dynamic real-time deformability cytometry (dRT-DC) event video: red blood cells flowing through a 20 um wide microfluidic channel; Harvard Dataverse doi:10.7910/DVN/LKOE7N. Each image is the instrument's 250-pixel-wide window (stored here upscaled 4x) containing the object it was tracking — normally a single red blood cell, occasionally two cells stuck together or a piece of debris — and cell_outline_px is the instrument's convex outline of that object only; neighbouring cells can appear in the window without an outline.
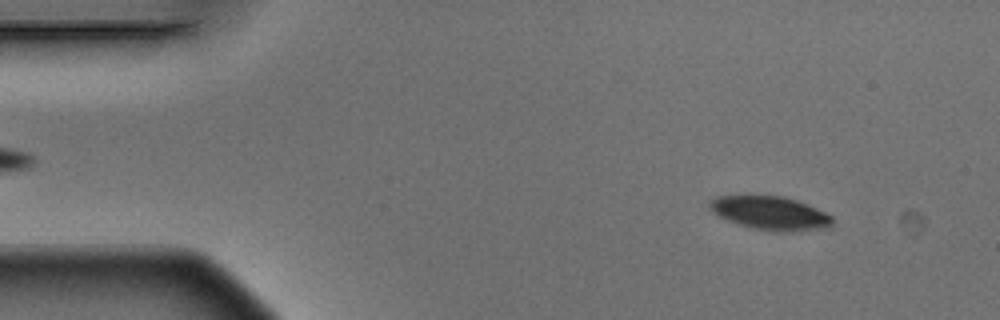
{"species": "Egyptian fruit bat (a non-hibernating species)", "species_latin": "Rousettus aegyptiacus", "temperature_condition": "warm", "stored_images_in_passage": 3, "camera_frame_rate_fps": 3000, "um_per_image_px": 0.085, "animal": {"sex": "male"}, "frame": {"image": 1, "passage_image": 1, "time_ms": 0.0, "image_size_px": [1000, 320], "cell_outline_px": [[832, 224], [828, 228], [788, 232], [784, 232], [752, 228], [728, 220], [712, 212], [708, 204], [716, 196], [784, 196], [808, 204], [832, 216]], "centroid_in_image_um": [65.5, 18.11], "position_along_channel_um": 19.5, "area_um2": 23.76}}
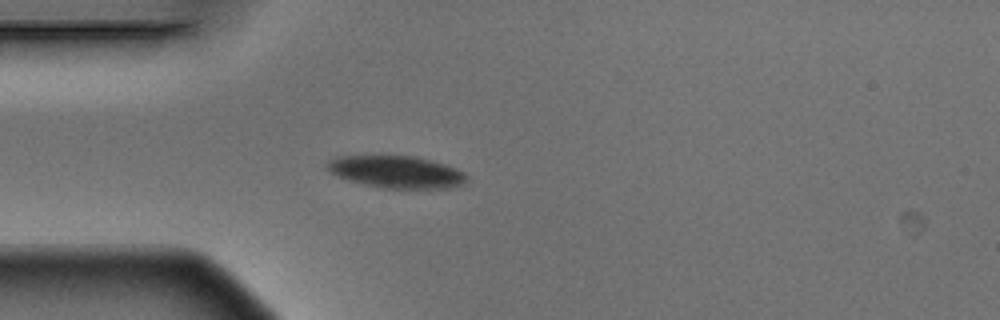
{"frame": {"image": 2, "passage_image": 3, "time_ms": 0.667, "image_size_px": [1000, 320], "cell_outline_px": [[468, 184], [452, 188], [384, 188], [348, 180], [332, 172], [324, 164], [328, 160], [336, 156], [416, 156], [432, 160], [456, 168], [464, 172], [468, 176]], "centroid_in_image_um": [33.77, 14.61], "position_along_channel_um": 51.2, "area_um2": 26.24}}